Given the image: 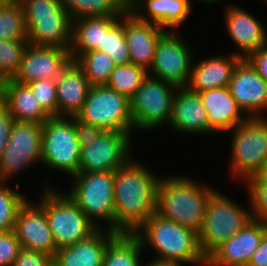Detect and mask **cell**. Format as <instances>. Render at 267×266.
Instances as JSON below:
<instances>
[{"label": "cell", "instance_id": "836d02e7", "mask_svg": "<svg viewBox=\"0 0 267 266\" xmlns=\"http://www.w3.org/2000/svg\"><path fill=\"white\" fill-rule=\"evenodd\" d=\"M0 39L27 40L24 10L20 2L0 5Z\"/></svg>", "mask_w": 267, "mask_h": 266}, {"label": "cell", "instance_id": "cb8c5ba5", "mask_svg": "<svg viewBox=\"0 0 267 266\" xmlns=\"http://www.w3.org/2000/svg\"><path fill=\"white\" fill-rule=\"evenodd\" d=\"M201 59L198 61L194 57L190 78L186 86L189 91L194 93L227 87L233 70L241 58L233 53H228L226 56L217 55Z\"/></svg>", "mask_w": 267, "mask_h": 266}, {"label": "cell", "instance_id": "d590c367", "mask_svg": "<svg viewBox=\"0 0 267 266\" xmlns=\"http://www.w3.org/2000/svg\"><path fill=\"white\" fill-rule=\"evenodd\" d=\"M28 44V40L0 39V75L5 80L12 79L18 72Z\"/></svg>", "mask_w": 267, "mask_h": 266}, {"label": "cell", "instance_id": "7402d4cb", "mask_svg": "<svg viewBox=\"0 0 267 266\" xmlns=\"http://www.w3.org/2000/svg\"><path fill=\"white\" fill-rule=\"evenodd\" d=\"M174 132L209 135V121L206 107L202 103L199 93L189 91L186 87L176 90L173 108L169 121Z\"/></svg>", "mask_w": 267, "mask_h": 266}, {"label": "cell", "instance_id": "7a4b0ae2", "mask_svg": "<svg viewBox=\"0 0 267 266\" xmlns=\"http://www.w3.org/2000/svg\"><path fill=\"white\" fill-rule=\"evenodd\" d=\"M195 179L180 174L160 176L156 190V214L199 233L208 200L216 189Z\"/></svg>", "mask_w": 267, "mask_h": 266}, {"label": "cell", "instance_id": "83f0119b", "mask_svg": "<svg viewBox=\"0 0 267 266\" xmlns=\"http://www.w3.org/2000/svg\"><path fill=\"white\" fill-rule=\"evenodd\" d=\"M2 103L17 121L44 124L51 117L40 105L28 85L12 79L5 81Z\"/></svg>", "mask_w": 267, "mask_h": 266}, {"label": "cell", "instance_id": "d6986e66", "mask_svg": "<svg viewBox=\"0 0 267 266\" xmlns=\"http://www.w3.org/2000/svg\"><path fill=\"white\" fill-rule=\"evenodd\" d=\"M266 232L267 223L250 220L206 259V266H247Z\"/></svg>", "mask_w": 267, "mask_h": 266}, {"label": "cell", "instance_id": "f546056e", "mask_svg": "<svg viewBox=\"0 0 267 266\" xmlns=\"http://www.w3.org/2000/svg\"><path fill=\"white\" fill-rule=\"evenodd\" d=\"M71 20L83 17L121 16L128 9V0H60Z\"/></svg>", "mask_w": 267, "mask_h": 266}, {"label": "cell", "instance_id": "6da1fadb", "mask_svg": "<svg viewBox=\"0 0 267 266\" xmlns=\"http://www.w3.org/2000/svg\"><path fill=\"white\" fill-rule=\"evenodd\" d=\"M158 176L134 156L114 172L116 233L133 234L156 213Z\"/></svg>", "mask_w": 267, "mask_h": 266}, {"label": "cell", "instance_id": "603a6c76", "mask_svg": "<svg viewBox=\"0 0 267 266\" xmlns=\"http://www.w3.org/2000/svg\"><path fill=\"white\" fill-rule=\"evenodd\" d=\"M191 4L192 0H128V9L142 21L174 31L190 17Z\"/></svg>", "mask_w": 267, "mask_h": 266}, {"label": "cell", "instance_id": "ba28073f", "mask_svg": "<svg viewBox=\"0 0 267 266\" xmlns=\"http://www.w3.org/2000/svg\"><path fill=\"white\" fill-rule=\"evenodd\" d=\"M227 133H232L228 171L243 184L267 162V116L247 118Z\"/></svg>", "mask_w": 267, "mask_h": 266}, {"label": "cell", "instance_id": "ffe728a7", "mask_svg": "<svg viewBox=\"0 0 267 266\" xmlns=\"http://www.w3.org/2000/svg\"><path fill=\"white\" fill-rule=\"evenodd\" d=\"M166 32L158 24L140 20L127 9L124 12V35L130 63L149 71L157 44Z\"/></svg>", "mask_w": 267, "mask_h": 266}, {"label": "cell", "instance_id": "f35d334b", "mask_svg": "<svg viewBox=\"0 0 267 266\" xmlns=\"http://www.w3.org/2000/svg\"><path fill=\"white\" fill-rule=\"evenodd\" d=\"M21 244L13 230L0 232V266H13Z\"/></svg>", "mask_w": 267, "mask_h": 266}, {"label": "cell", "instance_id": "ee69618b", "mask_svg": "<svg viewBox=\"0 0 267 266\" xmlns=\"http://www.w3.org/2000/svg\"><path fill=\"white\" fill-rule=\"evenodd\" d=\"M247 266H267V232L258 249L253 253Z\"/></svg>", "mask_w": 267, "mask_h": 266}, {"label": "cell", "instance_id": "74e56055", "mask_svg": "<svg viewBox=\"0 0 267 266\" xmlns=\"http://www.w3.org/2000/svg\"><path fill=\"white\" fill-rule=\"evenodd\" d=\"M245 188L252 219L267 223V185H245Z\"/></svg>", "mask_w": 267, "mask_h": 266}, {"label": "cell", "instance_id": "9c48e42d", "mask_svg": "<svg viewBox=\"0 0 267 266\" xmlns=\"http://www.w3.org/2000/svg\"><path fill=\"white\" fill-rule=\"evenodd\" d=\"M177 89L169 82L148 75L129 99L134 131L143 134L168 126Z\"/></svg>", "mask_w": 267, "mask_h": 266}, {"label": "cell", "instance_id": "30bf717a", "mask_svg": "<svg viewBox=\"0 0 267 266\" xmlns=\"http://www.w3.org/2000/svg\"><path fill=\"white\" fill-rule=\"evenodd\" d=\"M80 154L81 145L76 138L74 117H50L43 124L42 166L72 178L79 172Z\"/></svg>", "mask_w": 267, "mask_h": 266}, {"label": "cell", "instance_id": "4316f807", "mask_svg": "<svg viewBox=\"0 0 267 266\" xmlns=\"http://www.w3.org/2000/svg\"><path fill=\"white\" fill-rule=\"evenodd\" d=\"M121 16L83 17L72 21V43L70 53L75 61L82 53L102 51L104 33L120 19Z\"/></svg>", "mask_w": 267, "mask_h": 266}, {"label": "cell", "instance_id": "ab89813d", "mask_svg": "<svg viewBox=\"0 0 267 266\" xmlns=\"http://www.w3.org/2000/svg\"><path fill=\"white\" fill-rule=\"evenodd\" d=\"M13 266H53V258L44 253L21 247Z\"/></svg>", "mask_w": 267, "mask_h": 266}, {"label": "cell", "instance_id": "7c38bea8", "mask_svg": "<svg viewBox=\"0 0 267 266\" xmlns=\"http://www.w3.org/2000/svg\"><path fill=\"white\" fill-rule=\"evenodd\" d=\"M42 133L41 123L14 120L0 158V182H12L26 168L41 164Z\"/></svg>", "mask_w": 267, "mask_h": 266}, {"label": "cell", "instance_id": "52a82bcc", "mask_svg": "<svg viewBox=\"0 0 267 266\" xmlns=\"http://www.w3.org/2000/svg\"><path fill=\"white\" fill-rule=\"evenodd\" d=\"M242 207L216 189L210 196L203 227L198 233V244L207 259L220 245L239 232L252 220L250 201Z\"/></svg>", "mask_w": 267, "mask_h": 266}, {"label": "cell", "instance_id": "c3c4849f", "mask_svg": "<svg viewBox=\"0 0 267 266\" xmlns=\"http://www.w3.org/2000/svg\"><path fill=\"white\" fill-rule=\"evenodd\" d=\"M20 0H0V5L14 4L19 2Z\"/></svg>", "mask_w": 267, "mask_h": 266}, {"label": "cell", "instance_id": "4dcf8cb0", "mask_svg": "<svg viewBox=\"0 0 267 266\" xmlns=\"http://www.w3.org/2000/svg\"><path fill=\"white\" fill-rule=\"evenodd\" d=\"M75 63L83 70L91 86L106 85L115 67L109 54L98 50L82 53Z\"/></svg>", "mask_w": 267, "mask_h": 266}, {"label": "cell", "instance_id": "7bdbcfd3", "mask_svg": "<svg viewBox=\"0 0 267 266\" xmlns=\"http://www.w3.org/2000/svg\"><path fill=\"white\" fill-rule=\"evenodd\" d=\"M257 73L267 82V45L259 48L246 58Z\"/></svg>", "mask_w": 267, "mask_h": 266}, {"label": "cell", "instance_id": "4fadbf2b", "mask_svg": "<svg viewBox=\"0 0 267 266\" xmlns=\"http://www.w3.org/2000/svg\"><path fill=\"white\" fill-rule=\"evenodd\" d=\"M176 32L167 31L160 38L148 75L181 88L189 81L195 52L189 41Z\"/></svg>", "mask_w": 267, "mask_h": 266}, {"label": "cell", "instance_id": "7dc6e473", "mask_svg": "<svg viewBox=\"0 0 267 266\" xmlns=\"http://www.w3.org/2000/svg\"><path fill=\"white\" fill-rule=\"evenodd\" d=\"M193 1H198L199 3H200V1H201V3H204V4H217V2H221V0H193Z\"/></svg>", "mask_w": 267, "mask_h": 266}, {"label": "cell", "instance_id": "2e32d148", "mask_svg": "<svg viewBox=\"0 0 267 266\" xmlns=\"http://www.w3.org/2000/svg\"><path fill=\"white\" fill-rule=\"evenodd\" d=\"M72 61L70 50L28 44L12 80L26 85L41 79L54 80Z\"/></svg>", "mask_w": 267, "mask_h": 266}, {"label": "cell", "instance_id": "44dd1931", "mask_svg": "<svg viewBox=\"0 0 267 266\" xmlns=\"http://www.w3.org/2000/svg\"><path fill=\"white\" fill-rule=\"evenodd\" d=\"M199 94L206 107L209 136L227 133L248 118L239 108L228 86L213 88Z\"/></svg>", "mask_w": 267, "mask_h": 266}, {"label": "cell", "instance_id": "60d3db41", "mask_svg": "<svg viewBox=\"0 0 267 266\" xmlns=\"http://www.w3.org/2000/svg\"><path fill=\"white\" fill-rule=\"evenodd\" d=\"M74 128L76 133V138L80 143L81 147H87L90 142L97 140L100 134L104 131L98 126L87 124L74 117Z\"/></svg>", "mask_w": 267, "mask_h": 266}, {"label": "cell", "instance_id": "9a60e30c", "mask_svg": "<svg viewBox=\"0 0 267 266\" xmlns=\"http://www.w3.org/2000/svg\"><path fill=\"white\" fill-rule=\"evenodd\" d=\"M228 88L248 118L267 115V82L246 58L236 64Z\"/></svg>", "mask_w": 267, "mask_h": 266}, {"label": "cell", "instance_id": "8992f818", "mask_svg": "<svg viewBox=\"0 0 267 266\" xmlns=\"http://www.w3.org/2000/svg\"><path fill=\"white\" fill-rule=\"evenodd\" d=\"M27 40L37 46L70 50L72 20L60 0H20Z\"/></svg>", "mask_w": 267, "mask_h": 266}, {"label": "cell", "instance_id": "ac0fdd59", "mask_svg": "<svg viewBox=\"0 0 267 266\" xmlns=\"http://www.w3.org/2000/svg\"><path fill=\"white\" fill-rule=\"evenodd\" d=\"M13 232L21 247L44 253L54 259L58 249L54 243L46 213L37 202H31L28 199L20 208Z\"/></svg>", "mask_w": 267, "mask_h": 266}, {"label": "cell", "instance_id": "1f68e13d", "mask_svg": "<svg viewBox=\"0 0 267 266\" xmlns=\"http://www.w3.org/2000/svg\"><path fill=\"white\" fill-rule=\"evenodd\" d=\"M147 76L146 69L133 63L115 65L106 86L130 99Z\"/></svg>", "mask_w": 267, "mask_h": 266}, {"label": "cell", "instance_id": "5b68a950", "mask_svg": "<svg viewBox=\"0 0 267 266\" xmlns=\"http://www.w3.org/2000/svg\"><path fill=\"white\" fill-rule=\"evenodd\" d=\"M70 179L67 195L98 229L115 232L114 172H78Z\"/></svg>", "mask_w": 267, "mask_h": 266}, {"label": "cell", "instance_id": "8d00e7d4", "mask_svg": "<svg viewBox=\"0 0 267 266\" xmlns=\"http://www.w3.org/2000/svg\"><path fill=\"white\" fill-rule=\"evenodd\" d=\"M44 110L51 116H58L56 97L57 79H41L27 84Z\"/></svg>", "mask_w": 267, "mask_h": 266}, {"label": "cell", "instance_id": "d6a6232c", "mask_svg": "<svg viewBox=\"0 0 267 266\" xmlns=\"http://www.w3.org/2000/svg\"><path fill=\"white\" fill-rule=\"evenodd\" d=\"M20 187L19 183L11 188L8 182H0V232L13 230L20 208L28 200Z\"/></svg>", "mask_w": 267, "mask_h": 266}, {"label": "cell", "instance_id": "3957f363", "mask_svg": "<svg viewBox=\"0 0 267 266\" xmlns=\"http://www.w3.org/2000/svg\"><path fill=\"white\" fill-rule=\"evenodd\" d=\"M143 249L150 248L156 255L150 261L170 264L206 266L198 244V233L156 213L134 233Z\"/></svg>", "mask_w": 267, "mask_h": 266}, {"label": "cell", "instance_id": "f1b7e54d", "mask_svg": "<svg viewBox=\"0 0 267 266\" xmlns=\"http://www.w3.org/2000/svg\"><path fill=\"white\" fill-rule=\"evenodd\" d=\"M142 250L134 234L119 233L107 246L103 266H146L141 264Z\"/></svg>", "mask_w": 267, "mask_h": 266}, {"label": "cell", "instance_id": "8fae6325", "mask_svg": "<svg viewBox=\"0 0 267 266\" xmlns=\"http://www.w3.org/2000/svg\"><path fill=\"white\" fill-rule=\"evenodd\" d=\"M76 117L104 131L134 132L129 99L106 85L89 88L83 108Z\"/></svg>", "mask_w": 267, "mask_h": 266}, {"label": "cell", "instance_id": "277c9868", "mask_svg": "<svg viewBox=\"0 0 267 266\" xmlns=\"http://www.w3.org/2000/svg\"><path fill=\"white\" fill-rule=\"evenodd\" d=\"M43 184L37 203L46 213L57 249L85 240L98 230L67 193Z\"/></svg>", "mask_w": 267, "mask_h": 266}, {"label": "cell", "instance_id": "e575fe53", "mask_svg": "<svg viewBox=\"0 0 267 266\" xmlns=\"http://www.w3.org/2000/svg\"><path fill=\"white\" fill-rule=\"evenodd\" d=\"M102 52L109 54L115 65L130 63L129 50L124 35V13L108 32L104 33Z\"/></svg>", "mask_w": 267, "mask_h": 266}, {"label": "cell", "instance_id": "f6af8a7d", "mask_svg": "<svg viewBox=\"0 0 267 266\" xmlns=\"http://www.w3.org/2000/svg\"><path fill=\"white\" fill-rule=\"evenodd\" d=\"M245 185H267V162L251 178L247 179Z\"/></svg>", "mask_w": 267, "mask_h": 266}, {"label": "cell", "instance_id": "5bb4252c", "mask_svg": "<svg viewBox=\"0 0 267 266\" xmlns=\"http://www.w3.org/2000/svg\"><path fill=\"white\" fill-rule=\"evenodd\" d=\"M133 134L103 131L89 146L81 147L79 172L118 170L133 157Z\"/></svg>", "mask_w": 267, "mask_h": 266}, {"label": "cell", "instance_id": "bcb514c9", "mask_svg": "<svg viewBox=\"0 0 267 266\" xmlns=\"http://www.w3.org/2000/svg\"><path fill=\"white\" fill-rule=\"evenodd\" d=\"M5 79L0 75V102L3 100Z\"/></svg>", "mask_w": 267, "mask_h": 266}, {"label": "cell", "instance_id": "e0dca14e", "mask_svg": "<svg viewBox=\"0 0 267 266\" xmlns=\"http://www.w3.org/2000/svg\"><path fill=\"white\" fill-rule=\"evenodd\" d=\"M224 7V25L229 38L239 51L232 52L241 59L247 58L267 45V29L255 15L234 3Z\"/></svg>", "mask_w": 267, "mask_h": 266}, {"label": "cell", "instance_id": "d4e9b609", "mask_svg": "<svg viewBox=\"0 0 267 266\" xmlns=\"http://www.w3.org/2000/svg\"><path fill=\"white\" fill-rule=\"evenodd\" d=\"M118 234L98 229L89 238L58 249L53 266H103L107 246Z\"/></svg>", "mask_w": 267, "mask_h": 266}, {"label": "cell", "instance_id": "484cf974", "mask_svg": "<svg viewBox=\"0 0 267 266\" xmlns=\"http://www.w3.org/2000/svg\"><path fill=\"white\" fill-rule=\"evenodd\" d=\"M91 87L83 70L72 61L57 78L56 97L59 117H76Z\"/></svg>", "mask_w": 267, "mask_h": 266}, {"label": "cell", "instance_id": "b9f144b4", "mask_svg": "<svg viewBox=\"0 0 267 266\" xmlns=\"http://www.w3.org/2000/svg\"><path fill=\"white\" fill-rule=\"evenodd\" d=\"M13 122L14 118L6 106L0 102V158L8 145Z\"/></svg>", "mask_w": 267, "mask_h": 266}]
</instances>
